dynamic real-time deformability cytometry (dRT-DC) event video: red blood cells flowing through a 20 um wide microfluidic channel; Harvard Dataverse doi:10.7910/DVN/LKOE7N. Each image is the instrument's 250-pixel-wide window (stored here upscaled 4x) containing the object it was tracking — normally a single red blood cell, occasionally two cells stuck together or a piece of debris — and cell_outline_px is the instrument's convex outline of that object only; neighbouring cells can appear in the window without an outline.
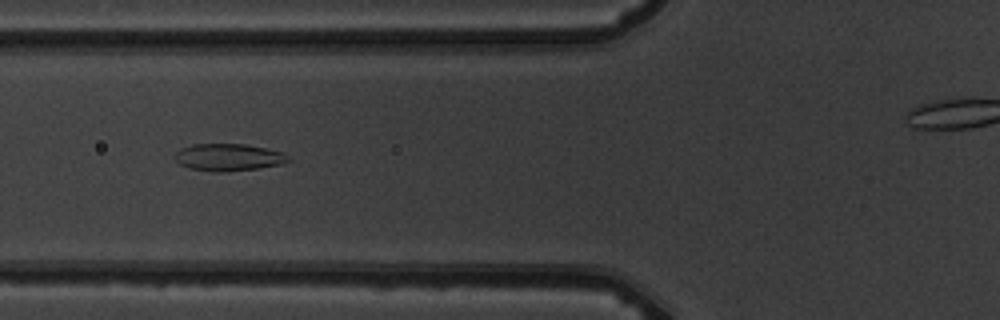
{"species": "common noctule bat (a hibernating species)", "species_latin": "Nyctalus noctula", "temperature_condition": "warm", "stored_images_in_passage": 8, "segment_of_instrument_passage": [1, 2], "camera_frame_rate_fps": 3000, "um_per_image_px": 0.085, "animal": {"sex": "male", "body_mass_g": 19.5, "forearm_length_mm": 54.6}, "frame": {"image": 1, "passage_image": 5, "time_ms": 5.0, "image_size_px": [1000, 320], "cell_outline_px": [[292, 160], [284, 164], [260, 168], [228, 172], [212, 172], [188, 168], [180, 164], [172, 156], [180, 148], [192, 144], [244, 144], [284, 152]], "centroid_in_image_um": [19.42, 13.38], "position_along_channel_um": 106.4, "area_um2": 18.32}}
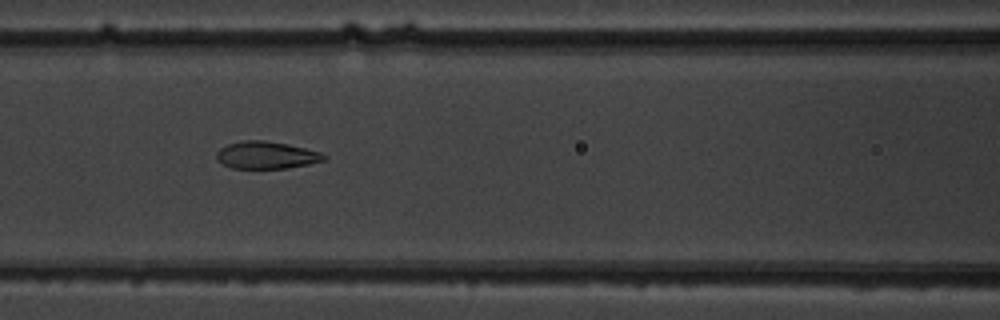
{"frame": {"image": 2, "passage_image": 6, "time_ms": 6.0, "image_size_px": [1000, 320], "cell_outline_px": [[328, 156], [324, 160], [308, 164], [284, 168], [232, 168], [216, 160], [216, 152], [220, 148], [228, 144], [244, 140], [264, 140], [288, 144], [320, 152]], "centroid_in_image_um": [22.62, 13.18], "position_along_channel_um": 144.0, "area_um2": 16.99}}
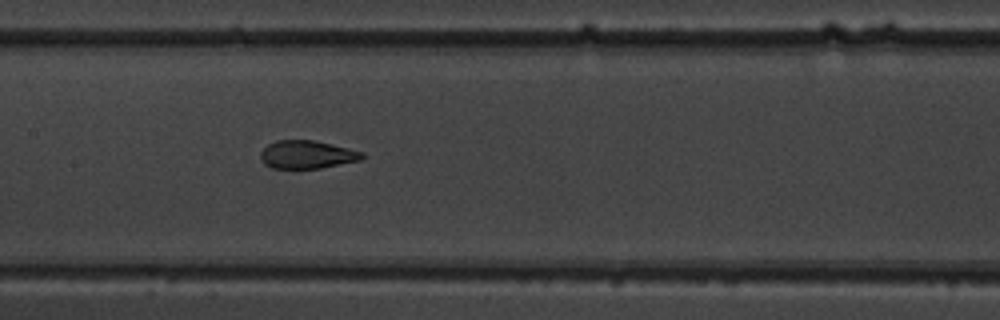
{"frame": {"image": 3, "passage_image": 7, "time_ms": 7.0, "image_size_px": [1000, 320], "cell_outline_px": [[364, 156], [360, 160], [320, 168], [272, 168], [264, 164], [260, 160], [260, 152], [268, 144], [276, 140], [316, 140], [364, 152]], "centroid_in_image_um": [26.07, 13.13], "position_along_channel_um": 181.3, "area_um2": 16.65}}